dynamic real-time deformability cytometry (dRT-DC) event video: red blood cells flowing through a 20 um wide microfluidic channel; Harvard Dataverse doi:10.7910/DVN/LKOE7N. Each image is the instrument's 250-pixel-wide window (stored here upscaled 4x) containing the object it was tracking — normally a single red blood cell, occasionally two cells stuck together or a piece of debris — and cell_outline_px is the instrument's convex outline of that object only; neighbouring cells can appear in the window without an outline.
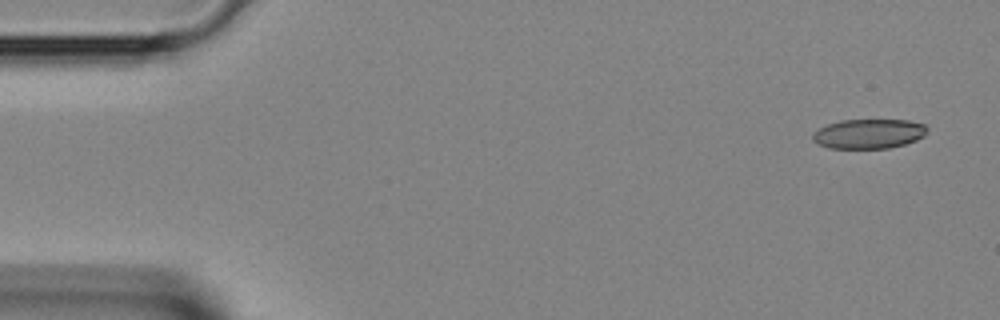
{"species": "Egyptian fruit bat (a non-hibernating species)", "species_latin": "Rousettus aegyptiacus", "temperature_condition": "room temperature", "stored_images_in_passage": 3, "camera_frame_rate_fps": 3000, "um_per_image_px": 0.085, "animal": {"sex": "female"}, "frame": {"image": 1, "passage_image": 1, "time_ms": 0.0, "image_size_px": [1000, 320], "cell_outline_px": [[928, 132], [924, 136], [916, 140], [904, 144], [888, 148], [828, 148], [812, 140], [812, 132], [828, 124], [840, 120], [908, 120], [924, 124], [928, 128]], "centroid_in_image_um": [73.85, 11.36], "position_along_channel_um": 11.1, "area_um2": 19.77}}